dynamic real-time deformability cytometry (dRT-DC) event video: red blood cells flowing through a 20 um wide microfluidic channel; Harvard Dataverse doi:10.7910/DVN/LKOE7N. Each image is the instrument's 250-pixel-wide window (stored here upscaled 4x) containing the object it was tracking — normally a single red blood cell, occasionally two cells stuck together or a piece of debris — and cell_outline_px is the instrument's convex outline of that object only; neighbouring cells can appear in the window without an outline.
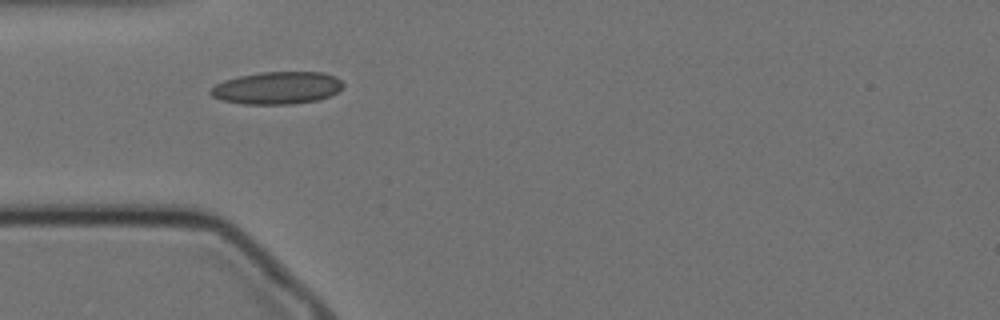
{"species": "Egyptian fruit bat (a non-hibernating species)", "species_latin": "Rousettus aegyptiacus", "temperature_condition": "cold", "stored_images_in_passage": 39, "camera_frame_rate_fps": 3000, "um_per_image_px": 0.085, "animal": {"sex": "female"}, "frame": {"image": 1, "passage_image": 1, "time_ms": 0.0, "image_size_px": [1000, 320], "cell_outline_px": [[344, 88], [328, 96], [316, 100], [292, 104], [244, 104], [220, 100], [212, 96], [208, 92], [216, 84], [224, 80], [240, 76], [260, 72], [324, 72], [336, 76], [344, 84]], "centroid_in_image_um": [23.56, 7.47], "position_along_channel_um": 61.4, "area_um2": 25.09}}
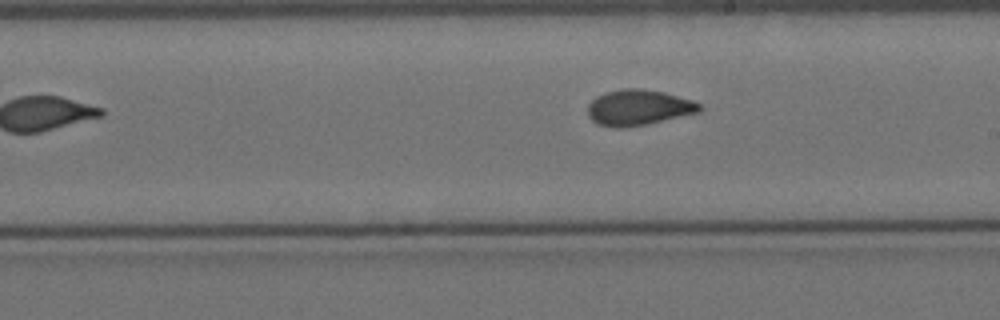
{"frame": {"image": 2, "passage_image": 16, "time_ms": 5.0, "image_size_px": [1000, 320], "cell_outline_px": [[704, 108], [700, 112], [644, 124], [624, 128], [616, 128], [596, 124], [588, 116], [588, 104], [596, 96], [608, 92], [624, 88], [640, 88], [664, 92], [692, 100], [700, 104]], "centroid_in_image_um": [54.26, 9.14], "position_along_channel_um": 234.7, "area_um2": 23.18}}
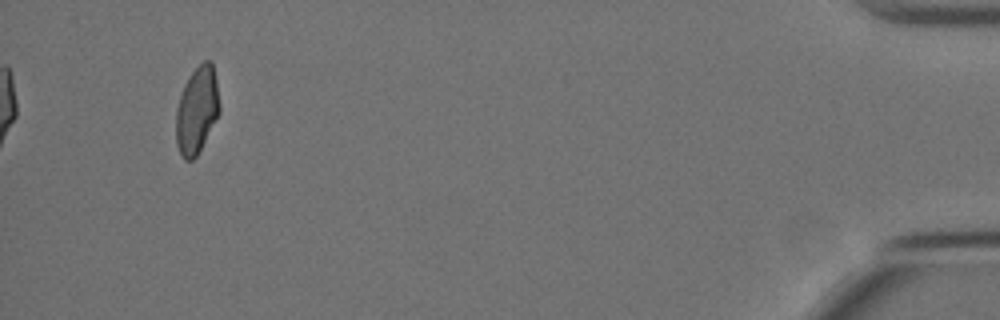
{"frame": {"image": 3, "passage_image": 39, "time_ms": 12.667, "image_size_px": [1000, 320], "cell_outline_px": [[220, 112], [216, 120], [196, 156], [192, 160], [184, 160], [180, 156], [176, 144], [176, 108], [184, 84], [192, 72], [204, 60], [212, 60], [216, 80], [220, 104]], "centroid_in_image_um": [16.73, 9.37], "position_along_channel_um": 418.5, "area_um2": 22.08}, "authors_computed_cell_mechanics": {"area_um2": 22.8888, "velocity_mm_per_s": 3.4502, "shape_relaxation_time_tau1_ms": null, "shape_relaxation_time_tau2_ms": 1.5543, "deformation_change_tau1": null, "deformation_change_tau2": 0.0702}}